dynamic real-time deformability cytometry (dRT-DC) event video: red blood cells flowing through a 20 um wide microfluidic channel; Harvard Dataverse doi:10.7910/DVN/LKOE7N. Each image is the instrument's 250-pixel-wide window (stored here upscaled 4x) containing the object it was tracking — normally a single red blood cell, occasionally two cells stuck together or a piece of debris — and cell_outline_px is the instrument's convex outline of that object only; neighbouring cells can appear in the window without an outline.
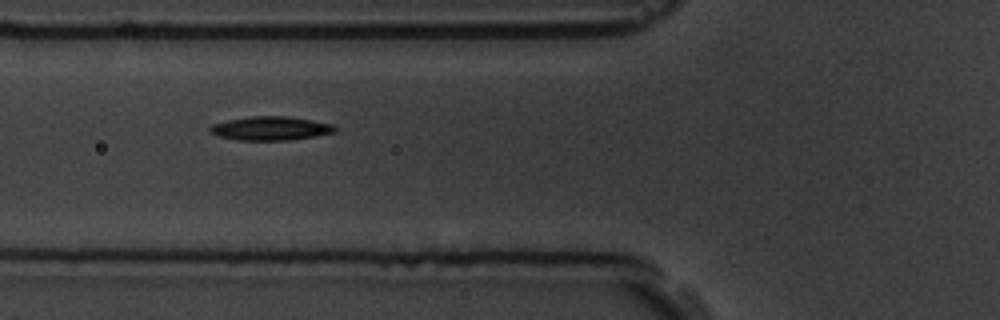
{"species": "common noctule bat (a hibernating species)", "species_latin": "Nyctalus noctula", "temperature_condition": "room temperature", "stored_images_in_passage": 11, "camera_frame_rate_fps": 3000, "um_per_image_px": 0.085, "animal": {"sex": "male", "body_mass_g": 19.5, "forearm_length_mm": 54.6}, "frame": {"image": 1, "passage_image": 2, "time_ms": 1.0, "image_size_px": [1000, 320], "cell_outline_px": [[336, 132], [316, 136], [288, 140], [236, 140], [220, 136], [208, 132], [208, 128], [212, 124], [228, 120], [252, 116], [288, 116], [312, 120], [332, 124], [336, 128]], "centroid_in_image_um": [22.99, 10.91], "position_along_channel_um": 102.8, "area_um2": 17.34}}
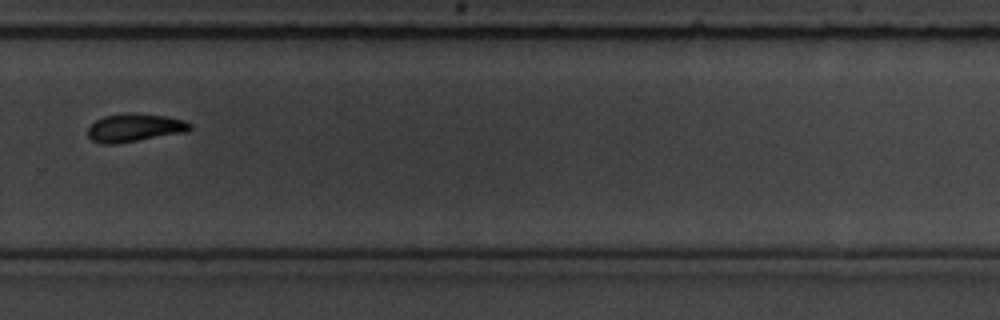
{"frame": {"image": 2, "passage_image": 7, "time_ms": 7.0, "image_size_px": [1000, 320], "cell_outline_px": [[192, 128], [188, 132], [116, 144], [104, 144], [92, 140], [88, 136], [88, 128], [96, 120], [104, 116], [128, 112], [132, 112], [168, 116], [184, 120], [192, 124]], "centroid_in_image_um": [11.48, 10.85], "position_along_channel_um": 318.3, "area_um2": 16.99}}
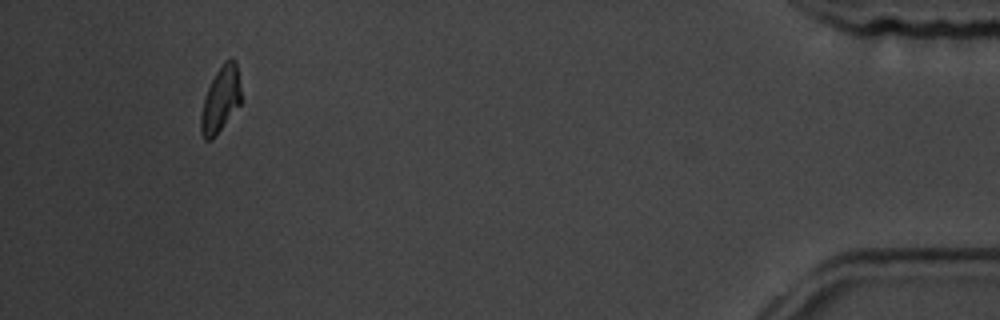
{"frame": {"image": 3, "passage_image": 10, "time_ms": 11.667, "image_size_px": [1000, 320], "cell_outline_px": [[244, 100], [212, 140], [204, 140], [200, 132], [200, 116], [204, 96], [216, 72], [224, 60], [232, 56], [236, 60]], "centroid_in_image_um": [18.79, 8.43], "position_along_channel_um": 416.4, "area_um2": 15.95}, "authors_computed_cell_mechanics": {"area_um2": 17.1088, "velocity_mm_per_s": 3.5943, "shape_relaxation_time_tau1_ms": 4.7752, "shape_relaxation_time_tau2_ms": null, "deformation_change_tau1": 0.1139, "deformation_change_tau2": null}}